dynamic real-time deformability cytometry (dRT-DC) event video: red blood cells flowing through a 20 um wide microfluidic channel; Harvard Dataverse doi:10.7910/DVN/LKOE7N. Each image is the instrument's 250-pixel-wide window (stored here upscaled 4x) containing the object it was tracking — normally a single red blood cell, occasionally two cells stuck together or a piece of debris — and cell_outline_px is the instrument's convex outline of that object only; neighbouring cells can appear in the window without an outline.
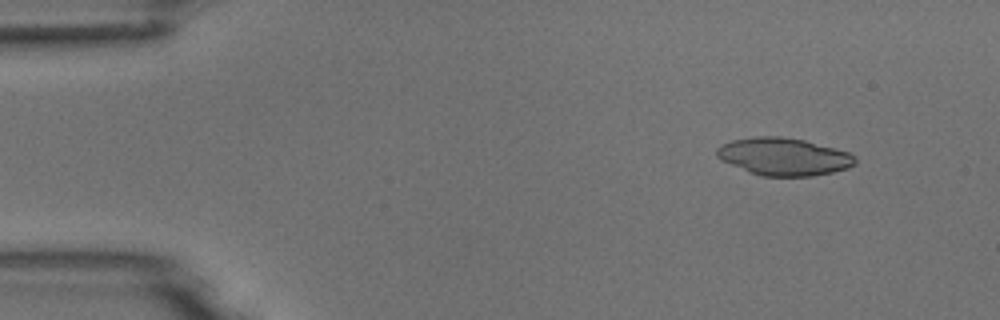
{"species": "common noctule bat (a hibernating species)", "species_latin": "Nyctalus noctula", "temperature_condition": "room temperature", "stored_images_in_passage": 6, "camera_frame_rate_fps": 3000, "um_per_image_px": 0.085, "animal": {"sex": "male", "body_mass_g": 18.8}, "frame": {"image": 1, "passage_image": 2, "time_ms": 1.0, "image_size_px": [1000, 320], "cell_outline_px": [[856, 164], [848, 168], [832, 172], [812, 176], [760, 176], [720, 160], [716, 156], [716, 148], [720, 144], [732, 140], [752, 136], [780, 136], [804, 140], [848, 152], [856, 156]], "centroid_in_image_um": [66.59, 13.31], "position_along_channel_um": 18.4, "area_um2": 30.4}}